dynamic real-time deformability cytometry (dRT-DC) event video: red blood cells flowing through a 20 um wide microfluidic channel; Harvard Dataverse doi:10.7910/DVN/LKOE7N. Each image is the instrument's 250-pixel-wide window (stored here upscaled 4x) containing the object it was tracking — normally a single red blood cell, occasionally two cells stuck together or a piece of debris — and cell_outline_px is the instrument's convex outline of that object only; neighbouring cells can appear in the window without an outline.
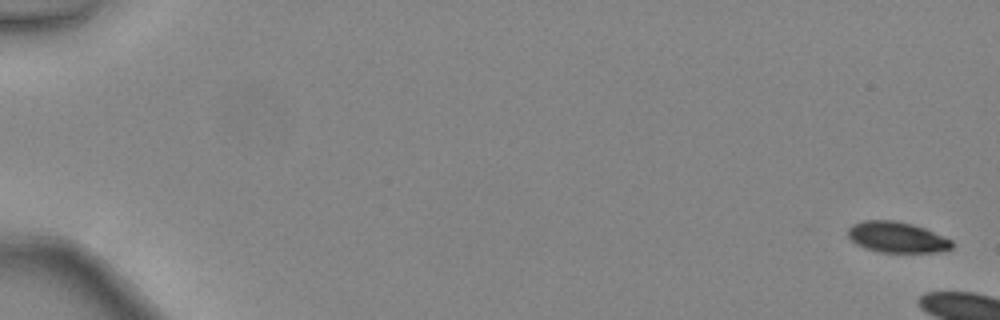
{"species": "common noctule bat (a hibernating species)", "species_latin": "Nyctalus noctula", "temperature_condition": "warm", "stored_images_in_passage": 4, "camera_frame_rate_fps": 3000, "um_per_image_px": 0.085, "animal": {"sex": "female", "body_mass_g": 24.6, "forearm_length_mm": 56.2}, "frame": {"image": 1, "passage_image": 1, "time_ms": 0.0, "image_size_px": [1000, 320], "cell_outline_px": [[952, 248], [936, 252], [880, 252], [864, 248], [856, 244], [848, 236], [848, 228], [852, 224], [864, 220], [892, 220], [912, 224], [924, 228], [952, 240]], "centroid_in_image_um": [76.21, 20.16], "position_along_channel_um": 8.8, "area_um2": 18.55}}